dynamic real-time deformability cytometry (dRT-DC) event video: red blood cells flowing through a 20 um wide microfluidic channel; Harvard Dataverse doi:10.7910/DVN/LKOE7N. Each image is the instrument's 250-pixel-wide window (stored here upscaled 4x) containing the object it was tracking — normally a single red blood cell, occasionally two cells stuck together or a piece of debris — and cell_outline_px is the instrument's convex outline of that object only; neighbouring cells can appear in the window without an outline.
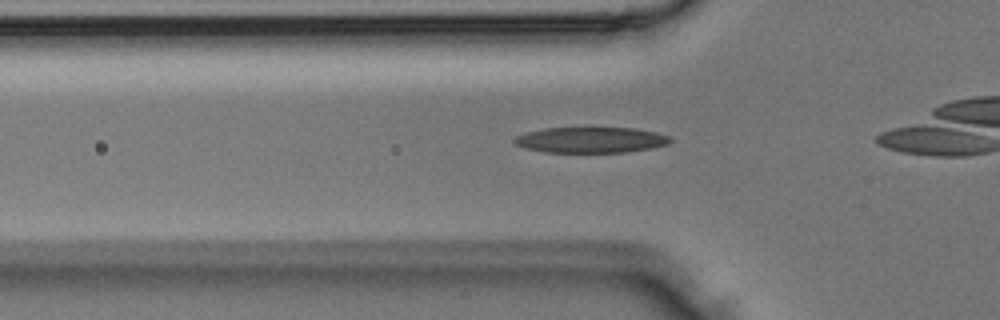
{"species": "Egyptian fruit bat (a non-hibernating species)", "species_latin": "Rousettus aegyptiacus", "temperature_condition": "room temperature", "stored_images_in_passage": 3, "camera_frame_rate_fps": 3000, "um_per_image_px": 0.085, "animal": {"sex": "male"}, "frame": {"image": 1, "passage_image": 2, "time_ms": 0.333, "image_size_px": [1000, 320], "cell_outline_px": [[672, 140], [668, 144], [652, 148], [624, 152], [544, 152], [528, 148], [516, 144], [512, 140], [516, 136], [528, 132], [544, 128], [584, 124], [588, 124], [636, 128], [656, 132], [672, 136]], "centroid_in_image_um": [50.26, 11.82], "position_along_channel_um": 75.5, "area_um2": 24.68}}